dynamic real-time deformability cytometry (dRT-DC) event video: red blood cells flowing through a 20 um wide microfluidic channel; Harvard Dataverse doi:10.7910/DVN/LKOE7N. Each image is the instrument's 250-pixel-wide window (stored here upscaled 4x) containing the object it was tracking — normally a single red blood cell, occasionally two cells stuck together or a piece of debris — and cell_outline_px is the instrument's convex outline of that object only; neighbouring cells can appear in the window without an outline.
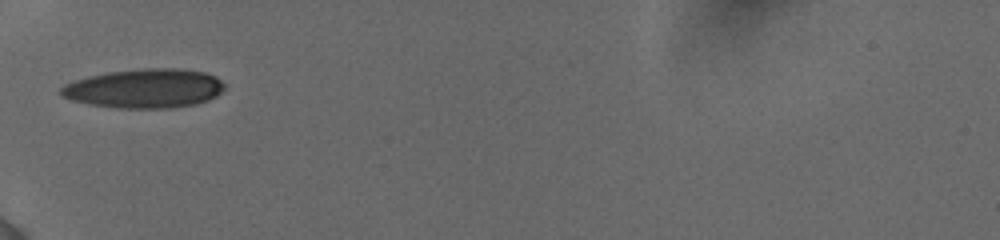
{"species": "human", "species_latin": "Homo sapiens", "temperature_condition": "cold", "stored_images_in_passage": 19, "camera_frame_rate_fps": 3000, "um_per_image_px": 0.085, "donor": {"sex": "female"}, "frame": {"image": 1, "passage_image": 1, "time_ms": 0.0, "image_size_px": [1000, 240], "cell_outline_px": [[224, 88], [216, 96], [208, 100], [196, 104], [172, 108], [116, 108], [88, 104], [68, 100], [60, 96], [60, 88], [64, 84], [88, 76], [108, 72], [140, 68], [176, 68], [204, 72], [216, 76], [224, 84]], "centroid_in_image_um": [12.25, 7.52], "position_along_channel_um": 72.8, "area_um2": 37.63}}
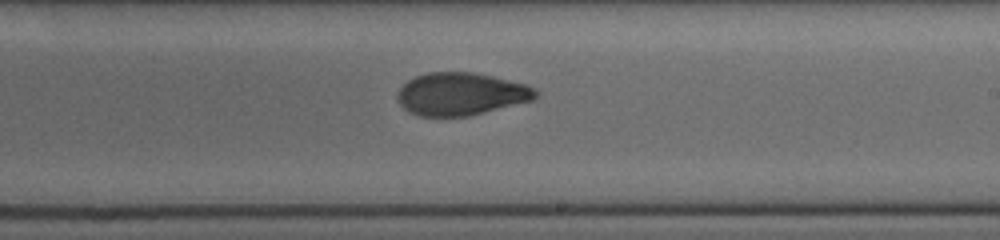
{"frame": {"image": 2, "passage_image": 10, "time_ms": 4.667, "image_size_px": [1000, 240], "cell_outline_px": [[540, 92], [532, 100], [468, 116], [420, 116], [408, 112], [400, 104], [396, 96], [400, 88], [408, 80], [416, 76], [428, 72], [472, 72], [492, 76], [528, 84], [536, 88]], "centroid_in_image_um": [39.19, 7.98], "position_along_channel_um": 249.8, "area_um2": 34.33}}
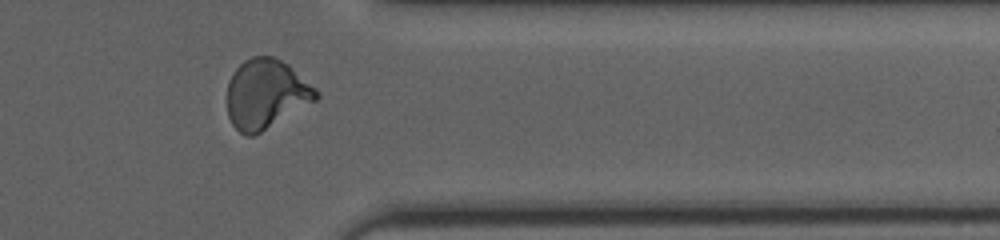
{"frame": {"image": 3, "passage_image": 17, "time_ms": 8.333, "image_size_px": [1000, 240], "cell_outline_px": [[320, 96], [316, 100], [260, 132], [252, 136], [248, 136], [240, 132], [232, 124], [228, 116], [228, 80], [236, 68], [244, 60], [252, 56], [272, 56], [288, 64], [316, 88], [320, 92]], "centroid_in_image_um": [22.61, 7.97], "position_along_channel_um": 388.8, "area_um2": 35.72}, "authors_computed_cell_mechanics": {"area_um2": 35.3158, "velocity_mm_per_s": 3.8912, "shape_relaxation_time_tau1_ms": null, "shape_relaxation_time_tau2_ms": 1.9065, "deformation_change_tau1": null, "deformation_change_tau2": 0.0691}}